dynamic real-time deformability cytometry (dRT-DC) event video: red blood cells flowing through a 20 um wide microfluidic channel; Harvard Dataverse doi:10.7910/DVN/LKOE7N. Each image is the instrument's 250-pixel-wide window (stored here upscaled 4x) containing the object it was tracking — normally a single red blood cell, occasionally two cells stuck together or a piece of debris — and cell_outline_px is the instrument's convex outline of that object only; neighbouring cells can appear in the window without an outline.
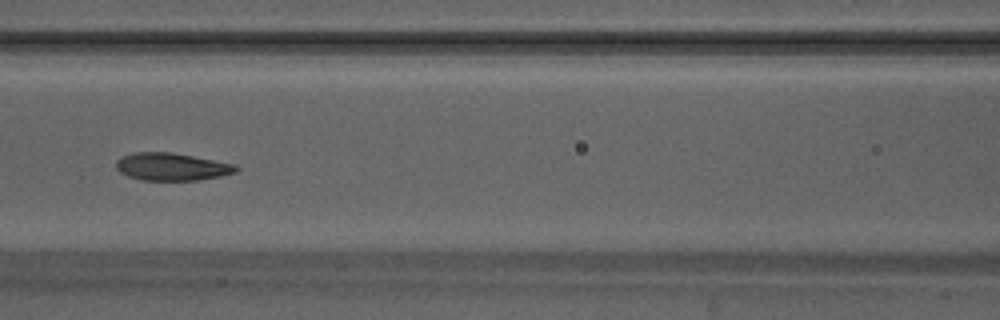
{"species": "Egyptian fruit bat (a non-hibernating species)", "species_latin": "Rousettus aegyptiacus", "temperature_condition": "warm", "stored_images_in_passage": 49, "camera_frame_rate_fps": 3000, "um_per_image_px": 0.085, "animal": {"sex": "male"}, "frame": {"image": 1, "passage_image": 22, "time_ms": 7.0, "image_size_px": [1000, 320], "cell_outline_px": [[240, 168], [236, 172], [220, 176], [200, 180], [144, 180], [128, 176], [120, 172], [116, 168], [116, 160], [124, 156], [136, 152], [172, 152], [236, 164]], "centroid_in_image_um": [14.63, 14.17], "position_along_channel_um": 152.0, "area_um2": 19.25}, "authors_computed_cell_mechanics": {"area_um2": 19.7098, "velocity_mm_per_s": 4.154, "shape_relaxation_time_tau1_ms": 3.9795, "shape_relaxation_time_tau2_ms": 1.4987, "deformation_change_tau1": 0.1323, "deformation_change_tau2": 0.0697}}